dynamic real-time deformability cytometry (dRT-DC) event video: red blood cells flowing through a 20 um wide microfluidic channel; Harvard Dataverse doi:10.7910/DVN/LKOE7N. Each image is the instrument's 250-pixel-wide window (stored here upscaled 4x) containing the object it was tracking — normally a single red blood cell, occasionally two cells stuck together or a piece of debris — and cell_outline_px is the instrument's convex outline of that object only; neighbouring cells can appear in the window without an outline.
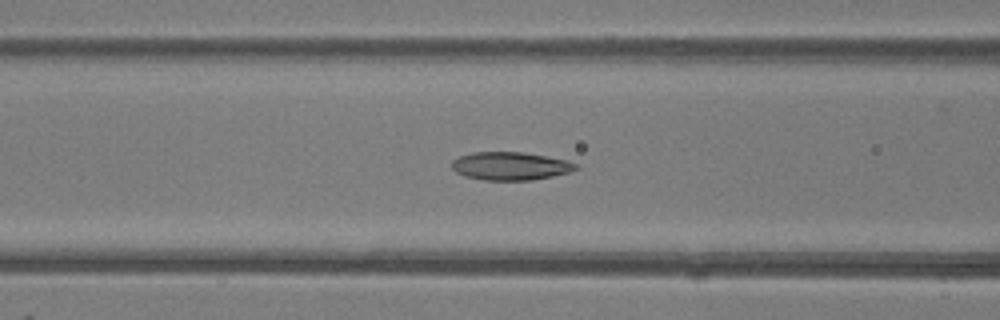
{"species": "common noctule bat (a hibernating species)", "species_latin": "Nyctalus noctula", "temperature_condition": "room temperature", "stored_images_in_passage": 43, "camera_frame_rate_fps": 3000, "um_per_image_px": 0.085, "animal": {"sex": "female"}, "frame": {"image": 1, "passage_image": 20, "time_ms": 6.333, "image_size_px": [1000, 320], "cell_outline_px": [[580, 168], [568, 172], [552, 176], [532, 180], [484, 180], [464, 176], [456, 172], [452, 168], [452, 160], [460, 156], [472, 152], [520, 152], [568, 160], [576, 164]], "centroid_in_image_um": [43.37, 14.11], "position_along_channel_um": 123.2, "area_um2": 20.23}}
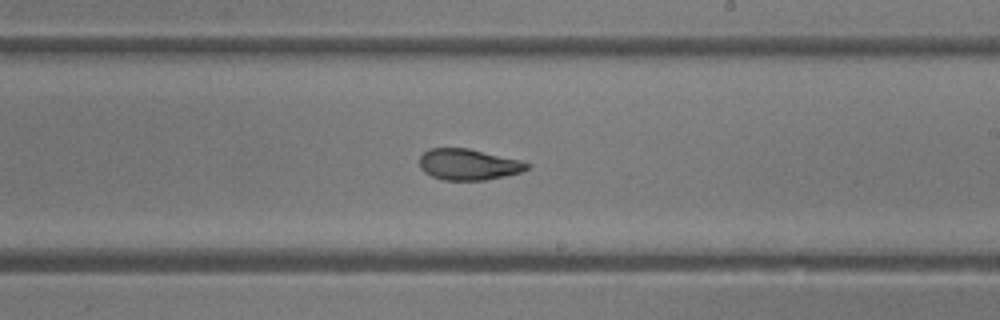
{"frame": {"image": 2, "passage_image": 29, "time_ms": 9.333, "image_size_px": [1000, 320], "cell_outline_px": [[532, 164], [528, 168], [520, 172], [504, 176], [484, 180], [444, 180], [432, 176], [424, 172], [420, 168], [420, 156], [428, 148], [468, 148], [520, 160]], "centroid_in_image_um": [39.8, 13.97], "position_along_channel_um": 249.2, "area_um2": 19.42}}
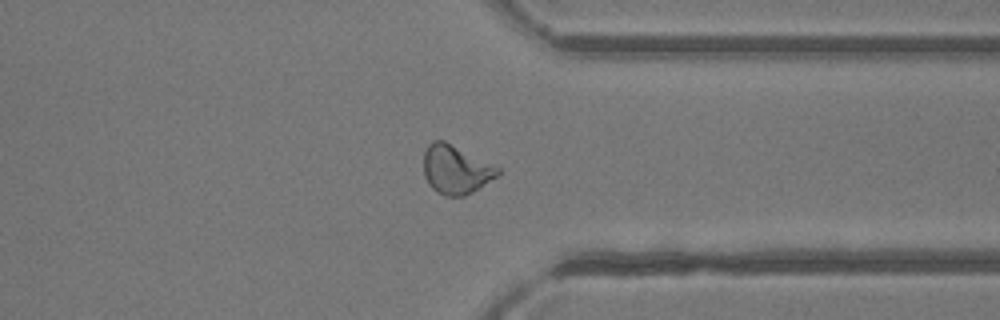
{"frame": {"image": 3, "passage_image": 38, "time_ms": 12.333, "image_size_px": [1000, 320], "cell_outline_px": [[500, 172], [496, 176], [472, 192], [464, 196], [444, 196], [436, 192], [428, 184], [424, 176], [424, 152], [428, 144], [432, 140], [444, 140], [500, 168]], "centroid_in_image_um": [38.7, 14.41], "position_along_channel_um": 372.7, "area_um2": 20.92}, "authors_computed_cell_mechanics": {"area_um2": 20.7502, "velocity_mm_per_s": 4.2012, "shape_relaxation_time_tau1_ms": 5.8602, "shape_relaxation_time_tau2_ms": 2.3046, "deformation_change_tau1": 0.1876, "deformation_change_tau2": 0.0807}}